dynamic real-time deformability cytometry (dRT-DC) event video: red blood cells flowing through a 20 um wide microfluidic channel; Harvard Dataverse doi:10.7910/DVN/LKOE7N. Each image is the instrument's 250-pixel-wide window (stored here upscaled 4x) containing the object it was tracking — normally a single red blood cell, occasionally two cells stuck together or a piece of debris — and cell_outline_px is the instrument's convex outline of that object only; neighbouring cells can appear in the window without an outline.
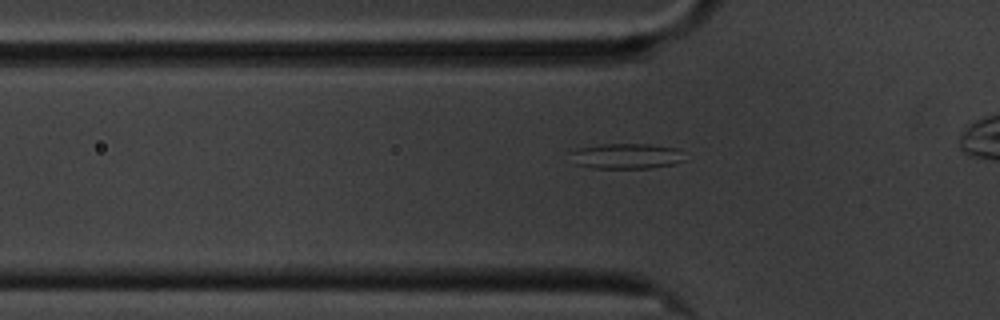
{"species": "common noctule bat (a hibernating species)", "species_latin": "Nyctalus noctula", "temperature_condition": "cold", "stored_images_in_passage": 42, "camera_frame_rate_fps": 3000, "um_per_image_px": 0.085, "animal": {"sex": "male", "body_mass_g": 20.1, "forearm_length_mm": 53.5}, "frame": {"image": 1, "passage_image": 13, "time_ms": 4.0, "image_size_px": [1000, 320], "cell_outline_px": [[684, 160], [676, 164], [652, 168], [592, 168], [576, 164], [568, 152], [576, 148], [600, 144], [648, 144], [680, 148]], "centroid_in_image_um": [53.24, 13.26], "position_along_channel_um": 72.6, "area_um2": 17.17}}
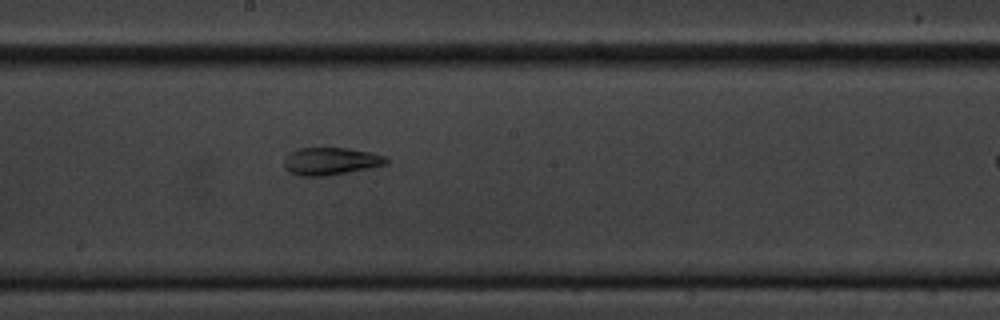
{"frame": {"image": 2, "passage_image": 26, "time_ms": 8.333, "image_size_px": [1000, 320], "cell_outline_px": [[388, 164], [368, 168], [324, 176], [300, 176], [288, 172], [284, 168], [284, 156], [288, 152], [296, 148], [348, 148], [372, 152], [384, 156], [388, 160]], "centroid_in_image_um": [28.05, 13.69], "position_along_channel_um": 220.2, "area_um2": 16.53}}
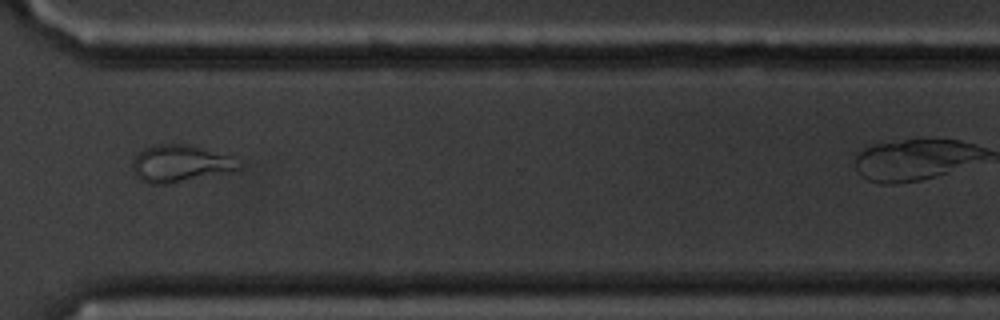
{"frame": {"image": 3, "passage_image": 38, "time_ms": 12.333, "image_size_px": [1000, 320], "cell_outline_px": [[240, 168], [164, 184], [152, 184], [140, 180], [136, 176], [132, 168], [132, 160], [144, 148], [156, 144], [192, 144], [232, 156]], "centroid_in_image_um": [15.23, 13.86], "position_along_channel_um": 355.4, "area_um2": 22.31}}